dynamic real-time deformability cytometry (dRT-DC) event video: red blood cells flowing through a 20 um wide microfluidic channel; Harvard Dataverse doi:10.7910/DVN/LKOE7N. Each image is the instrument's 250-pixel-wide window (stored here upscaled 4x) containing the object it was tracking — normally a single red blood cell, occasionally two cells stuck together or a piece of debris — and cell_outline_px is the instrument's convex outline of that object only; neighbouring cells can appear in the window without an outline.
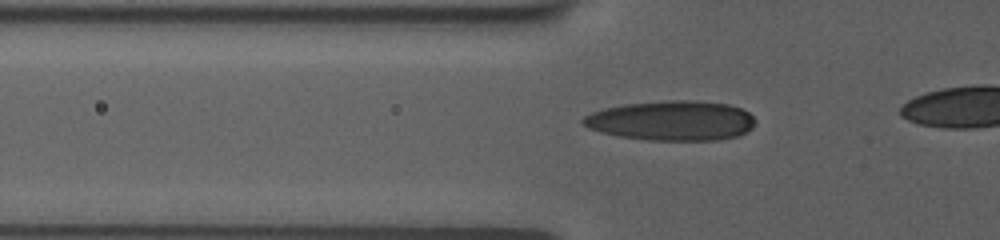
{"species": "human", "species_latin": "Homo sapiens", "temperature_condition": "room temperature", "stored_images_in_passage": 45, "camera_frame_rate_fps": 3000, "um_per_image_px": 0.085, "donor": {"sex": "female"}, "frame": {"image": 1, "passage_image": 16, "time_ms": 5.0, "image_size_px": [1000, 240], "cell_outline_px": [[756, 120], [752, 128], [748, 132], [736, 136], [720, 140], [648, 140], [620, 136], [600, 132], [588, 128], [580, 120], [584, 116], [592, 112], [604, 108], [624, 104], [672, 100], [696, 100], [728, 104], [740, 108], [748, 112]], "centroid_in_image_um": [57.1, 10.25], "position_along_channel_um": 68.7, "area_um2": 40.06}}
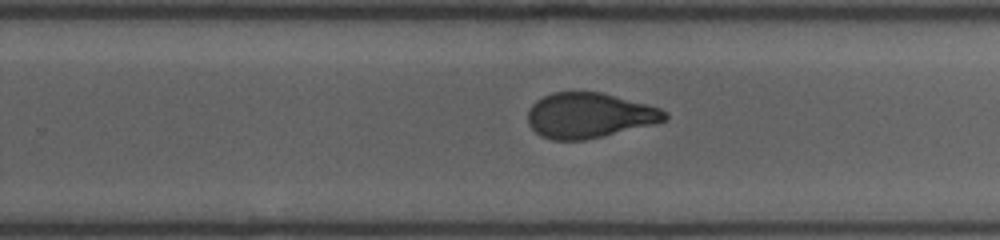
{"frame": {"image": 2, "passage_image": 33, "time_ms": 10.667, "image_size_px": [1000, 240], "cell_outline_px": [[668, 116], [664, 120], [652, 124], [584, 140], [552, 140], [540, 136], [528, 124], [528, 108], [536, 100], [552, 92], [600, 92], [660, 108], [668, 112]], "centroid_in_image_um": [50.03, 9.81], "position_along_channel_um": 279.8, "area_um2": 35.72}}
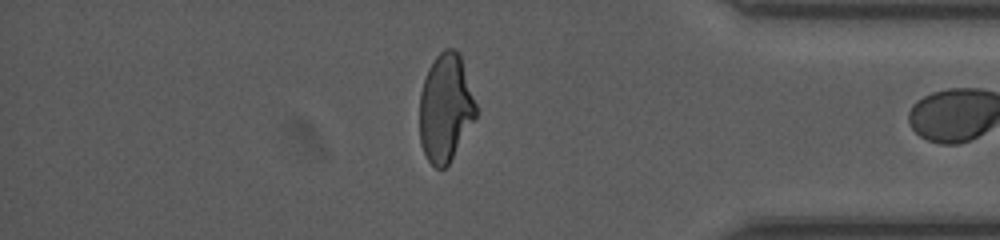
{"frame": {"image": 3, "passage_image": 44, "time_ms": 14.333, "image_size_px": [1000, 240], "cell_outline_px": [[476, 116], [448, 164], [444, 168], [436, 168], [428, 160], [420, 144], [420, 92], [428, 68], [436, 56], [444, 48], [456, 48], [460, 56], [476, 104]], "centroid_in_image_um": [37.84, 9.15], "position_along_channel_um": 397.4, "area_um2": 34.97}}